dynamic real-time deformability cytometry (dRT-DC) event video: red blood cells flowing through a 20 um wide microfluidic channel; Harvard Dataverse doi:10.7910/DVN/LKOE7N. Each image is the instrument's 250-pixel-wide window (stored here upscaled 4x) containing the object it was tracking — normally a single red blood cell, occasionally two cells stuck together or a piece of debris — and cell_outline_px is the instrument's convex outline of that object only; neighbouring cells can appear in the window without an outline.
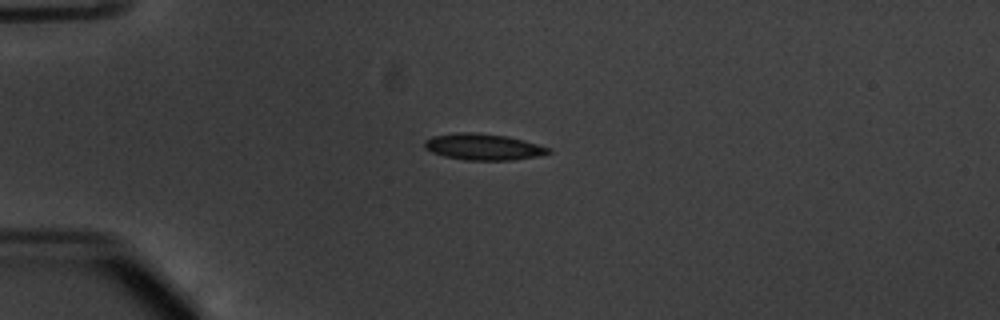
{"species": "common noctule bat (a hibernating species)", "species_latin": "Nyctalus noctula", "temperature_condition": "warm", "stored_images_in_passage": 41, "camera_frame_rate_fps": 3000, "um_per_image_px": 0.085, "animal": {"sex": "male", "body_mass_g": 20.1, "forearm_length_mm": 53.5}, "frame": {"image": 1, "passage_image": 1, "time_ms": 0.0, "image_size_px": [1000, 320], "cell_outline_px": [[552, 152], [536, 156], [512, 160], [468, 160], [444, 156], [432, 152], [424, 148], [424, 140], [432, 136], [456, 132], [476, 132], [508, 136], [524, 140], [548, 148]], "centroid_in_image_um": [41.03, 12.47], "position_along_channel_um": 44.0, "area_um2": 18.96}}
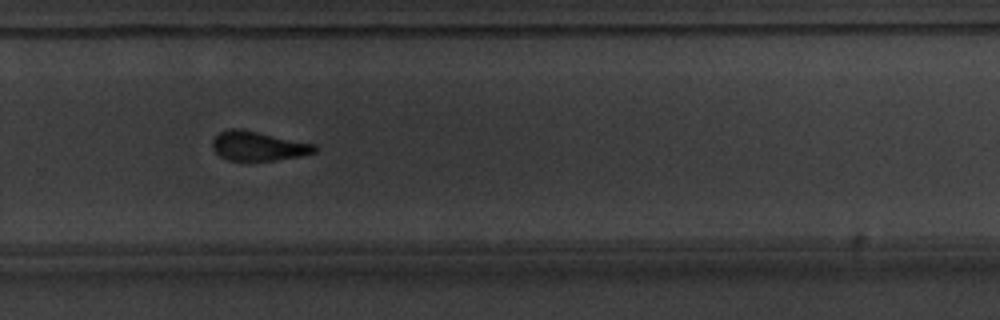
{"frame": {"image": 2, "passage_image": 24, "time_ms": 7.667, "image_size_px": [1000, 320], "cell_outline_px": [[316, 152], [300, 156], [276, 160], [228, 160], [220, 156], [212, 148], [212, 140], [220, 132], [232, 128], [240, 128], [316, 144]], "centroid_in_image_um": [21.95, 12.4], "position_along_channel_um": 307.9, "area_um2": 17.4}}
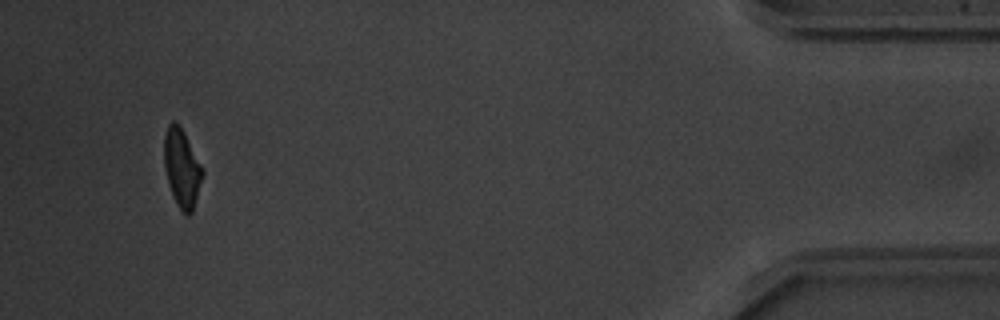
{"frame": {"image": 3, "passage_image": 38, "time_ms": 12.333, "image_size_px": [1000, 320], "cell_outline_px": [[204, 172], [192, 212], [188, 216], [176, 204], [172, 196], [168, 184], [164, 168], [164, 136], [168, 124], [172, 120], [176, 120], [180, 124], [204, 168]], "centroid_in_image_um": [15.45, 14.23], "position_along_channel_um": 419.7, "area_um2": 17.8}, "authors_computed_cell_mechanics": {"area_um2": 18.3804, "velocity_mm_per_s": 3.814, "shape_relaxation_time_tau1_ms": 3.6732, "shape_relaxation_time_tau2_ms": 2.1676, "deformation_change_tau1": 0.1399, "deformation_change_tau2": 0.0946}}